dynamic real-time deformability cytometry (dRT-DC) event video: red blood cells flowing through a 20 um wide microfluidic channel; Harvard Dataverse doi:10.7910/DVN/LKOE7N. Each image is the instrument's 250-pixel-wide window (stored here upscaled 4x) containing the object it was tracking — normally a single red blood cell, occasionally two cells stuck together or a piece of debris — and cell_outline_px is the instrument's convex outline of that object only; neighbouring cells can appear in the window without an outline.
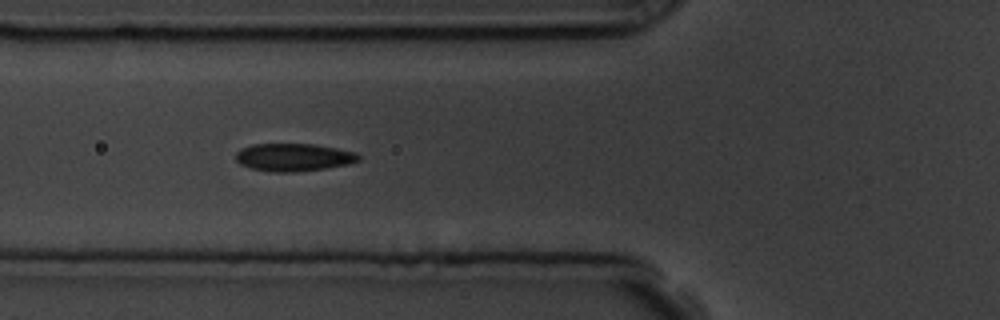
{"species": "common noctule bat (a hibernating species)", "species_latin": "Nyctalus noctula", "temperature_condition": "room temperature", "stored_images_in_passage": 14, "camera_frame_rate_fps": 3000, "um_per_image_px": 0.085, "animal": {"sex": "male", "body_mass_g": 19.5, "forearm_length_mm": 54.6}, "frame": {"image": 1, "passage_image": 5, "time_ms": 5.333, "image_size_px": [1000, 320], "cell_outline_px": [[360, 160], [348, 164], [324, 168], [296, 172], [272, 172], [252, 168], [240, 164], [236, 160], [236, 152], [240, 148], [252, 144], [312, 144], [336, 148], [356, 152], [360, 156]], "centroid_in_image_um": [24.94, 13.36], "position_along_channel_um": 100.9, "area_um2": 19.83}, "authors_computed_cell_mechanics": {"area_um2": 19.8832, "velocity_mm_per_s": 3.7473, "shape_relaxation_time_tau1_ms": 3.844, "shape_relaxation_time_tau2_ms": null, "deformation_change_tau1": 0.1196, "deformation_change_tau2": null}}